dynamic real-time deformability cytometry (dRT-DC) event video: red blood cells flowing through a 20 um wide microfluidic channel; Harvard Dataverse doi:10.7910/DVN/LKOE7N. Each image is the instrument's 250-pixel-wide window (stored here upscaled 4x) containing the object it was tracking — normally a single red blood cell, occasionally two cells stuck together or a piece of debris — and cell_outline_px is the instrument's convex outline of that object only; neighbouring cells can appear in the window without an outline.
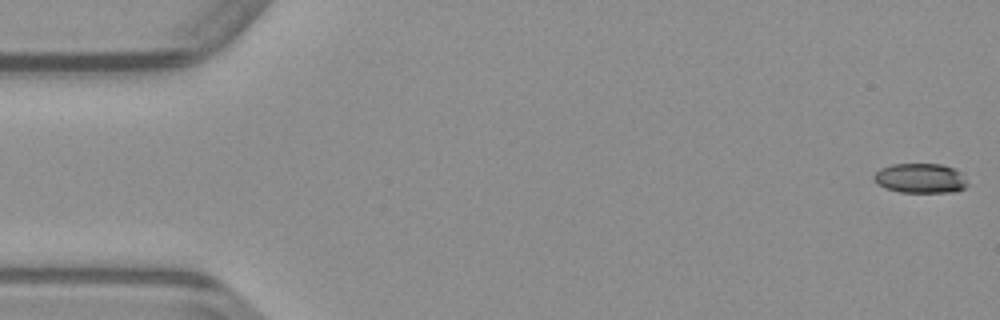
{"species": "common noctule bat (a hibernating species)", "species_latin": "Nyctalus noctula", "temperature_condition": "warm", "stored_images_in_passage": 49, "camera_frame_rate_fps": 3000, "um_per_image_px": 0.085, "animal": {"sex": "male", "body_mass_g": 23.1, "forearm_length_mm": 52.7}, "frame": {"image": 1, "passage_image": 1, "time_ms": 0.0, "image_size_px": [1000, 320], "cell_outline_px": [[968, 184], [964, 188], [956, 192], [900, 192], [884, 188], [876, 184], [872, 180], [872, 176], [880, 168], [892, 164], [940, 164], [956, 168], [960, 172]], "centroid_in_image_um": [78.19, 15.15], "position_along_channel_um": 6.8, "area_um2": 16.42}}
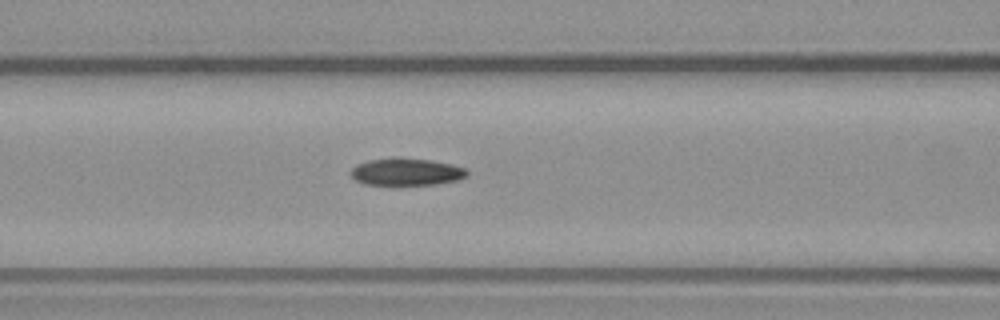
{"frame": {"image": 2, "passage_image": 20, "time_ms": 6.333, "image_size_px": [1000, 320], "cell_outline_px": [[468, 176], [456, 180], [436, 184], [364, 184], [356, 180], [348, 172], [356, 164], [368, 160], [400, 156], [432, 160], [452, 164], [464, 168], [468, 172]], "centroid_in_image_um": [34.52, 14.58], "position_along_channel_um": 132.1, "area_um2": 18.61}}
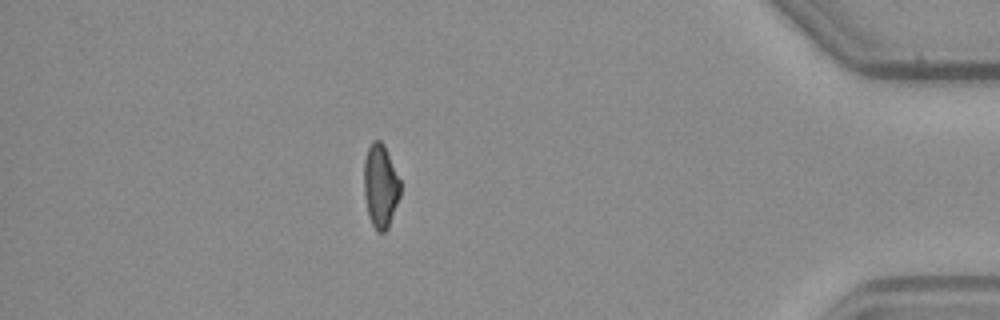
{"frame": {"image": 3, "passage_image": 43, "time_ms": 14.0, "image_size_px": [1000, 320], "cell_outline_px": [[400, 196], [388, 228], [384, 232], [376, 232], [368, 216], [364, 196], [364, 160], [368, 148], [372, 140], [380, 140], [384, 144], [400, 180]], "centroid_in_image_um": [32.33, 15.82], "position_along_channel_um": 402.9, "area_um2": 17.8}}